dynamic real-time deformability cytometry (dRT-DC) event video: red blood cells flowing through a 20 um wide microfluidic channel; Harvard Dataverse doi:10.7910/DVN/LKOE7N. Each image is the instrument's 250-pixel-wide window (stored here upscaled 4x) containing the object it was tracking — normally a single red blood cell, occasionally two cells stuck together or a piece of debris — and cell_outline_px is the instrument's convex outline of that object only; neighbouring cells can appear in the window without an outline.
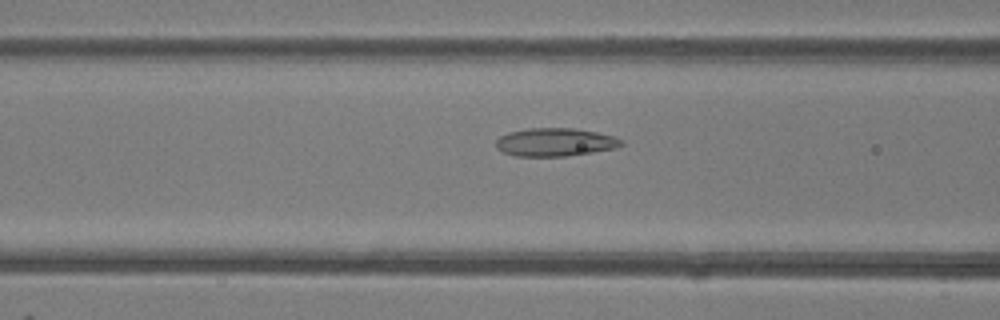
{"species": "common noctule bat (a hibernating species)", "species_latin": "Nyctalus noctula", "temperature_condition": "room temperature", "stored_images_in_passage": 44, "camera_frame_rate_fps": 3000, "um_per_image_px": 0.085, "animal": {"sex": "female"}, "frame": {"image": 1, "passage_image": 15, "time_ms": 4.667, "image_size_px": [1000, 320], "cell_outline_px": [[624, 144], [616, 148], [592, 152], [564, 156], [516, 156], [504, 152], [496, 148], [496, 140], [500, 136], [508, 132], [528, 128], [576, 128], [616, 136], [624, 140]], "centroid_in_image_um": [47.21, 12.07], "position_along_channel_um": 119.4, "area_um2": 20.69}}
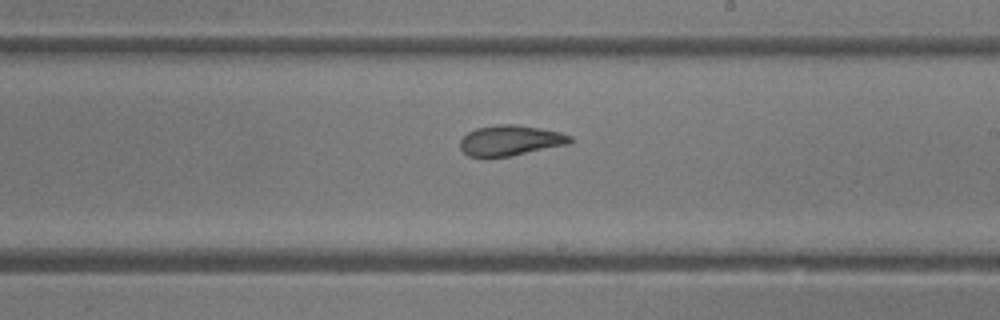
{"frame": {"image": 2, "passage_image": 24, "time_ms": 7.667, "image_size_px": [1000, 320], "cell_outline_px": [[572, 140], [568, 144], [512, 156], [468, 156], [460, 148], [460, 140], [468, 132], [476, 128], [496, 124], [516, 124], [540, 128], [560, 132], [572, 136]], "centroid_in_image_um": [43.38, 11.92], "position_along_channel_um": 245.6, "area_um2": 19.42}}
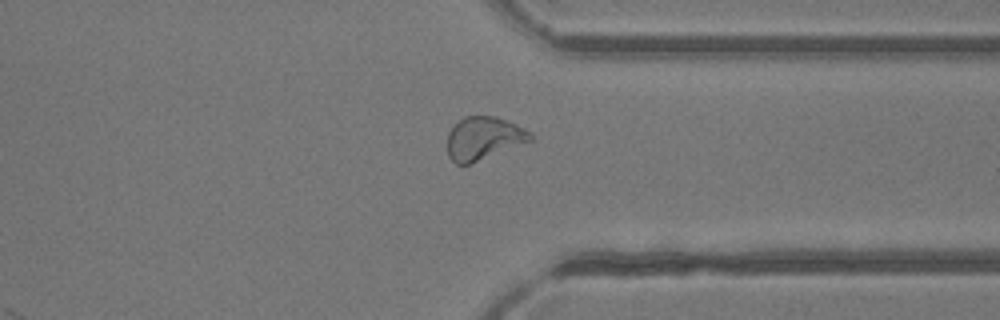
{"frame": {"image": 3, "passage_image": 33, "time_ms": 10.667, "image_size_px": [1000, 320], "cell_outline_px": [[532, 140], [468, 164], [456, 164], [448, 156], [448, 132], [452, 124], [464, 116], [492, 116], [516, 124], [532, 132]], "centroid_in_image_um": [41.07, 11.73], "position_along_channel_um": 370.3, "area_um2": 20.58}, "authors_computed_cell_mechanics": {"area_um2": 21.4727, "velocity_mm_per_s": 4.2026, "shape_relaxation_time_tau1_ms": null, "shape_relaxation_time_tau2_ms": 1.9509, "deformation_change_tau1": null, "deformation_change_tau2": 0.0859}}